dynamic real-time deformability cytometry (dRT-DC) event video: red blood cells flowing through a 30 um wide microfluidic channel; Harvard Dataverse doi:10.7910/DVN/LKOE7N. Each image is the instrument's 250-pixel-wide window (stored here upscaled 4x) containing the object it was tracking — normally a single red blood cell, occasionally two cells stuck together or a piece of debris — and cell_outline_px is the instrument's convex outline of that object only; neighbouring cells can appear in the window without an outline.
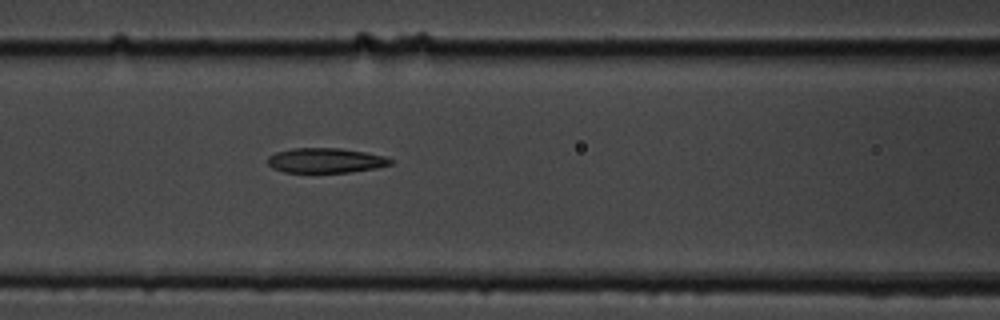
{"species": "common noctule bat (a hibernating species)", "species_latin": "Nyctalus noctula", "temperature_condition": "cold", "stored_images_in_passage": 8, "camera_frame_rate_fps": 3000, "um_per_image_px": 0.085, "animal": {"sex": "male", "body_mass_g": 19.5, "forearm_length_mm": 54.6}, "frame": {"image": 1, "passage_image": 8, "time_ms": 8.0, "image_size_px": [1000, 320], "cell_outline_px": [[392, 164], [376, 168], [348, 172], [284, 172], [272, 168], [268, 164], [268, 156], [276, 152], [292, 148], [340, 148], [364, 152], [384, 156], [392, 160]], "centroid_in_image_um": [27.65, 13.63], "position_along_channel_um": 139.0, "area_um2": 17.69}}